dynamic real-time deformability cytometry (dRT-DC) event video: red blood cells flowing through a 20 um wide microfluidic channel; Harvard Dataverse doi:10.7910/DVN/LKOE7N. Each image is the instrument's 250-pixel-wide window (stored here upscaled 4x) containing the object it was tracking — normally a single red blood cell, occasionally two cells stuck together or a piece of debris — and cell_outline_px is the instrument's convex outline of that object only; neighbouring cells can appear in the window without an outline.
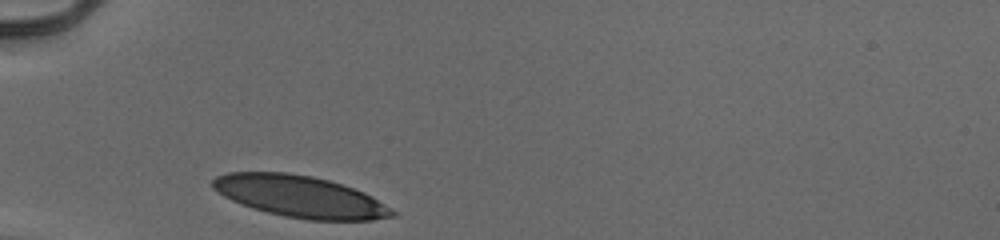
{"species": "human", "species_latin": "Homo sapiens", "temperature_condition": "cold", "stored_images_in_passage": 28, "camera_frame_rate_fps": 3000, "um_per_image_px": 0.085, "donor": {"sex": "male"}, "frame": {"image": 1, "passage_image": 1, "time_ms": 0.0, "image_size_px": [1000, 240], "cell_outline_px": [[396, 216], [372, 220], [308, 220], [284, 216], [252, 208], [240, 204], [224, 196], [212, 188], [212, 180], [216, 176], [228, 172], [288, 172], [312, 176], [328, 180], [364, 192], [372, 196], [396, 212]], "centroid_in_image_um": [25.49, 16.7], "position_along_channel_um": 59.5, "area_um2": 43.47}}
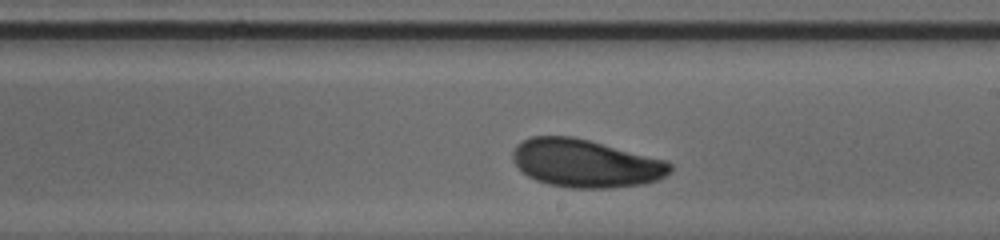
{"frame": {"image": 2, "passage_image": 16, "time_ms": 5.0, "image_size_px": [1000, 240], "cell_outline_px": [[672, 172], [656, 180], [644, 184], [608, 188], [572, 188], [548, 184], [536, 180], [528, 176], [512, 160], [512, 152], [516, 144], [532, 136], [572, 136], [668, 160], [672, 164]], "centroid_in_image_um": [49.79, 13.88], "position_along_channel_um": 239.2, "area_um2": 44.04}}
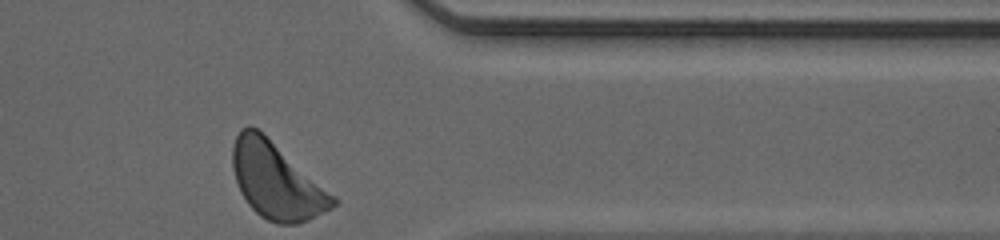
{"frame": {"image": 3, "passage_image": 28, "time_ms": 9.0, "image_size_px": [1000, 240], "cell_outline_px": [[336, 204], [332, 208], [300, 224], [276, 224], [260, 216], [248, 204], [240, 192], [232, 168], [232, 144], [240, 128], [248, 124], [256, 128], [336, 196]], "centroid_in_image_um": [23.47, 15.38], "position_along_channel_um": 387.9, "area_um2": 44.16}, "authors_computed_cell_mechanics": {"area_um2": 43.7546, "velocity_mm_per_s": 3.8794, "shape_relaxation_time_tau1_ms": 5.4541, "shape_relaxation_time_tau2_ms": null, "deformation_change_tau1": 0.1868, "deformation_change_tau2": null}}